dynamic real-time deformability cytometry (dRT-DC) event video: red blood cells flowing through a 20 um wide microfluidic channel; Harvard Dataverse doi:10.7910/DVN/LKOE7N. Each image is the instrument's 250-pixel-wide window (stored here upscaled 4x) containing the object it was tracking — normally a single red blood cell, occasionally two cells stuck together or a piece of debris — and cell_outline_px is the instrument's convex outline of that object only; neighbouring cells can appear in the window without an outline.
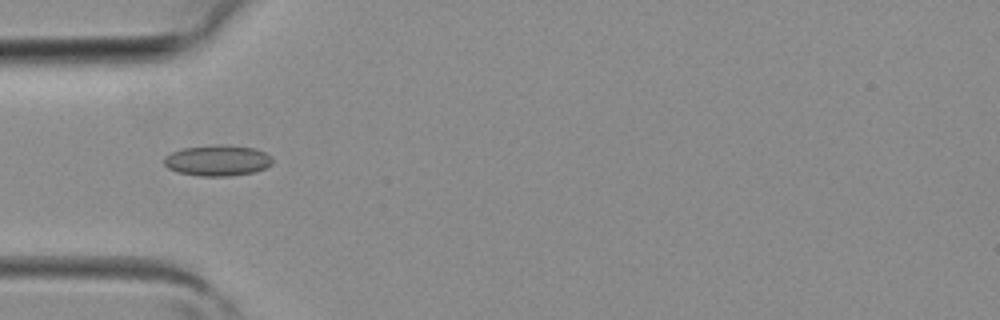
{"species": "common noctule bat (a hibernating species)", "species_latin": "Nyctalus noctula", "temperature_condition": "room temperature", "stored_images_in_passage": 4, "camera_frame_rate_fps": 3000, "um_per_image_px": 0.085, "animal": {"sex": "female", "body_mass_g": 19.3, "forearm_length_mm": 54.1}, "frame": {"image": 1, "passage_image": 4, "time_ms": 1.0, "image_size_px": [1000, 320], "cell_outline_px": [[272, 164], [264, 168], [252, 172], [228, 176], [200, 176], [176, 172], [168, 168], [164, 164], [164, 156], [180, 148], [252, 148], [264, 152], [272, 160]], "centroid_in_image_um": [18.42, 13.7], "position_along_channel_um": 66.6, "area_um2": 18.32}}